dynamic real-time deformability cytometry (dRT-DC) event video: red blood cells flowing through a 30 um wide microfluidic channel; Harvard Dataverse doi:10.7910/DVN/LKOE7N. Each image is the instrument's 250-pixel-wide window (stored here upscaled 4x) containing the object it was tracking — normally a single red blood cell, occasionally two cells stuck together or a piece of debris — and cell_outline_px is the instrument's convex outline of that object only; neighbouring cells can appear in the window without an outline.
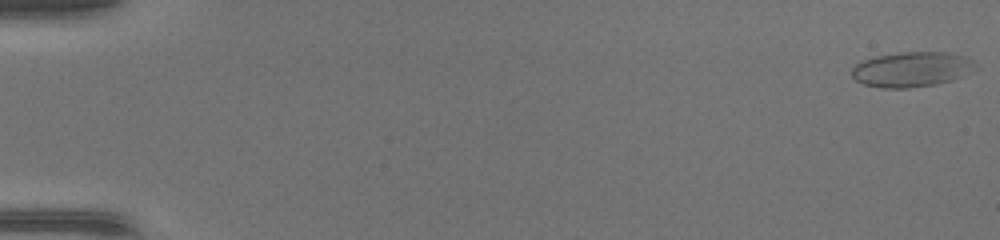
{"species": "common noctule bat (a hibernating species)", "species_latin": "Nyctalus noctula", "temperature_condition": "warm", "stored_images_in_passage": 7, "camera_frame_rate_fps": 3000, "um_per_image_px": 0.085, "animal": {"sex": "female", "body_mass_g": 17.0, "forearm_length_mm": 48.0}, "frame": {"image": 1, "passage_image": 1, "time_ms": 0.0, "image_size_px": [1000, 240], "cell_outline_px": [[972, 60], [956, 76], [948, 80], [932, 84], [908, 88], [880, 88], [864, 84], [856, 80], [852, 76], [852, 68], [856, 64], [864, 60], [876, 56], [900, 52], [944, 52], [964, 56]], "centroid_in_image_um": [77.26, 5.89], "position_along_channel_um": 7.7, "area_um2": 23.93}}